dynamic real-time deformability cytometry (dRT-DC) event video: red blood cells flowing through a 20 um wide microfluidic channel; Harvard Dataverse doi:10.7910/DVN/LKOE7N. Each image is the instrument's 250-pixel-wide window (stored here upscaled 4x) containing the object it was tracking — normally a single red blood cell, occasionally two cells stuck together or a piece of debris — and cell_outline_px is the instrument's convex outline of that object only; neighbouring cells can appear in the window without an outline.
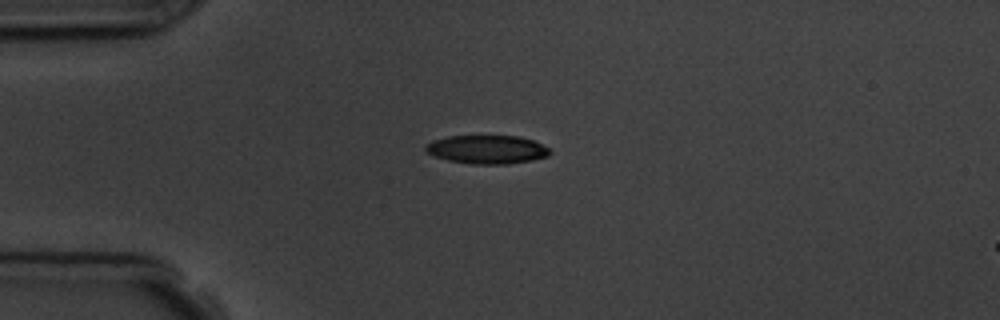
{"species": "common noctule bat (a hibernating species)", "species_latin": "Nyctalus noctula", "temperature_condition": "room temperature", "stored_images_in_passage": 5, "camera_frame_rate_fps": 3000, "um_per_image_px": 0.085, "animal": {"sex": "male", "body_mass_g": 19.5, "forearm_length_mm": 54.6}, "frame": {"image": 1, "passage_image": 5, "time_ms": 5.333, "image_size_px": [1000, 320], "cell_outline_px": [[552, 152], [548, 156], [532, 160], [508, 164], [472, 164], [448, 160], [432, 156], [424, 148], [432, 140], [448, 136], [516, 136], [532, 140], [548, 148]], "centroid_in_image_um": [41.38, 12.71], "position_along_channel_um": 43.6, "area_um2": 20.58}}